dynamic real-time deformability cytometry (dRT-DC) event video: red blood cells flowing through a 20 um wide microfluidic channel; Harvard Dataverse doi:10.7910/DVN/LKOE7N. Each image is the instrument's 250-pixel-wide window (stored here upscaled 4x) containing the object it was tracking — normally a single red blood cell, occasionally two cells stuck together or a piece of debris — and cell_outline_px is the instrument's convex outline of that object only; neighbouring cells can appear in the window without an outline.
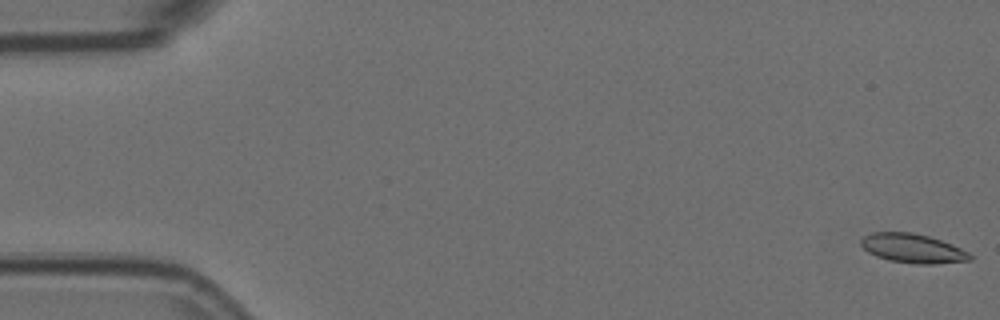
{"species": "Egyptian fruit bat (a non-hibernating species)", "species_latin": "Rousettus aegyptiacus", "temperature_condition": "room temperature", "stored_images_in_passage": 57, "camera_frame_rate_fps": 3000, "um_per_image_px": 0.085, "animal": {"sex": "female"}, "frame": {"image": 1, "passage_image": 1, "time_ms": 0.0, "image_size_px": [1000, 320], "cell_outline_px": [[972, 260], [936, 264], [916, 264], [888, 260], [876, 256], [868, 252], [860, 244], [860, 240], [864, 236], [872, 232], [912, 232], [928, 236], [952, 244], [968, 252], [972, 256]], "centroid_in_image_um": [77.57, 21.11], "position_along_channel_um": 7.4, "area_um2": 18.55}}
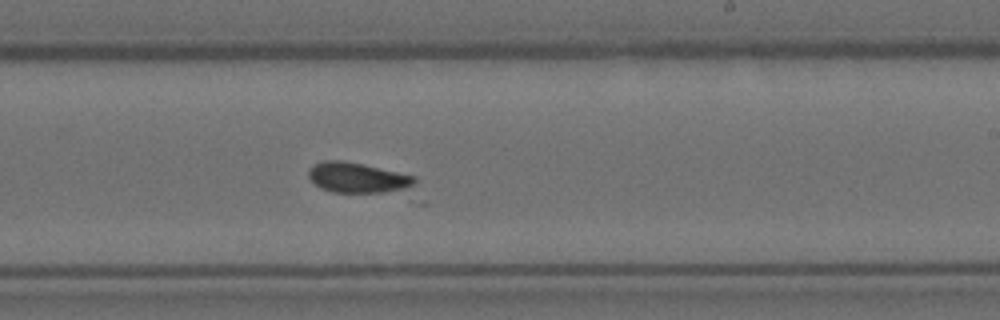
{"frame": {"image": 2, "passage_image": 34, "time_ms": 11.0, "image_size_px": [1000, 320], "cell_outline_px": [[416, 180], [412, 184], [404, 188], [380, 192], [332, 192], [320, 188], [308, 176], [308, 168], [312, 164], [324, 160], [340, 160], [364, 164], [416, 176]], "centroid_in_image_um": [30.31, 15.07], "position_along_channel_um": 258.7, "area_um2": 18.5}}
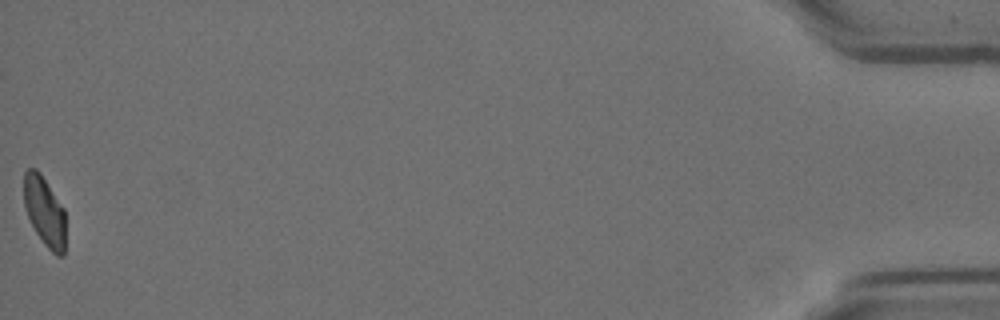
{"frame": {"image": 3, "passage_image": 57, "time_ms": 18.667, "image_size_px": [1000, 320], "cell_outline_px": [[64, 256], [56, 256], [44, 244], [36, 232], [28, 216], [24, 204], [24, 172], [28, 168], [36, 168], [40, 172], [64, 208]], "centroid_in_image_um": [3.78, 17.95], "position_along_channel_um": 431.4, "area_um2": 16.76}, "authors_computed_cell_mechanics": {"area_um2": 18.2648, "velocity_mm_per_s": 3.5771, "shape_relaxation_time_tau1_ms": null, "shape_relaxation_time_tau2_ms": 3.4884, "deformation_change_tau1": null, "deformation_change_tau2": 0.0693}}